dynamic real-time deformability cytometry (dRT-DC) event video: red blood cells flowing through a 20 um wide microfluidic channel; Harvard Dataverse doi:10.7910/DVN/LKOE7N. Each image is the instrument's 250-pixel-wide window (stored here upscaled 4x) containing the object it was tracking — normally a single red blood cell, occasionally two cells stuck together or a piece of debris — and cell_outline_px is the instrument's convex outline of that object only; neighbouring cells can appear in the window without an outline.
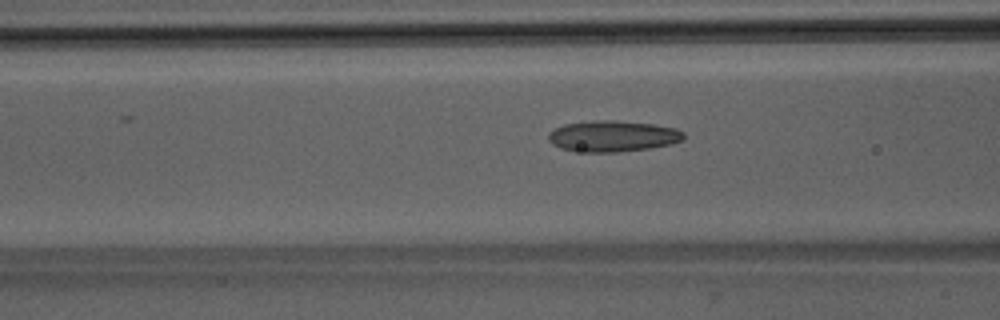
{"species": "Egyptian fruit bat (a non-hibernating species)", "species_latin": "Rousettus aegyptiacus", "temperature_condition": "room temperature", "stored_images_in_passage": 35, "camera_frame_rate_fps": 3000, "um_per_image_px": 0.085, "animal": {"sex": "male"}, "frame": {"image": 1, "passage_image": 9, "time_ms": 2.667, "image_size_px": [1000, 320], "cell_outline_px": [[684, 140], [672, 144], [648, 148], [616, 152], [588, 152], [560, 148], [552, 144], [548, 140], [548, 132], [564, 124], [596, 120], [616, 120], [652, 124], [676, 128], [684, 132]], "centroid_in_image_um": [52.09, 11.57], "position_along_channel_um": 114.5, "area_um2": 24.51}}
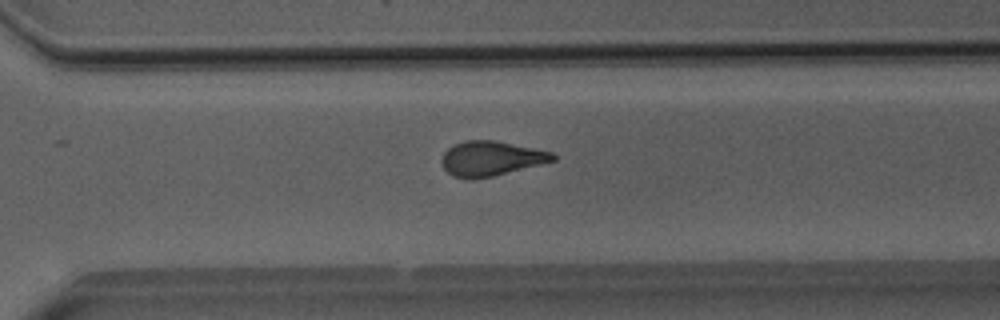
{"frame": {"image": 2, "passage_image": 25, "time_ms": 8.0, "image_size_px": [1000, 320], "cell_outline_px": [[556, 160], [492, 176], [452, 176], [444, 168], [440, 160], [444, 152], [448, 148], [464, 140], [492, 140], [552, 152], [556, 156]], "centroid_in_image_um": [41.73, 13.44], "position_along_channel_um": 328.9, "area_um2": 21.68}}
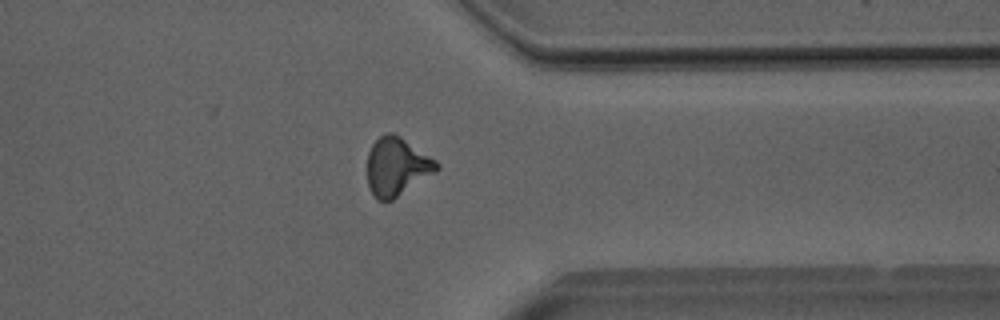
{"frame": {"image": 3, "passage_image": 29, "time_ms": 9.333, "image_size_px": [1000, 320], "cell_outline_px": [[440, 168], [436, 172], [392, 200], [376, 200], [368, 184], [368, 152], [372, 144], [384, 132], [392, 132], [400, 136], [436, 160], [440, 164]], "centroid_in_image_um": [33.74, 14.15], "position_along_channel_um": 377.7, "area_um2": 23.47}}